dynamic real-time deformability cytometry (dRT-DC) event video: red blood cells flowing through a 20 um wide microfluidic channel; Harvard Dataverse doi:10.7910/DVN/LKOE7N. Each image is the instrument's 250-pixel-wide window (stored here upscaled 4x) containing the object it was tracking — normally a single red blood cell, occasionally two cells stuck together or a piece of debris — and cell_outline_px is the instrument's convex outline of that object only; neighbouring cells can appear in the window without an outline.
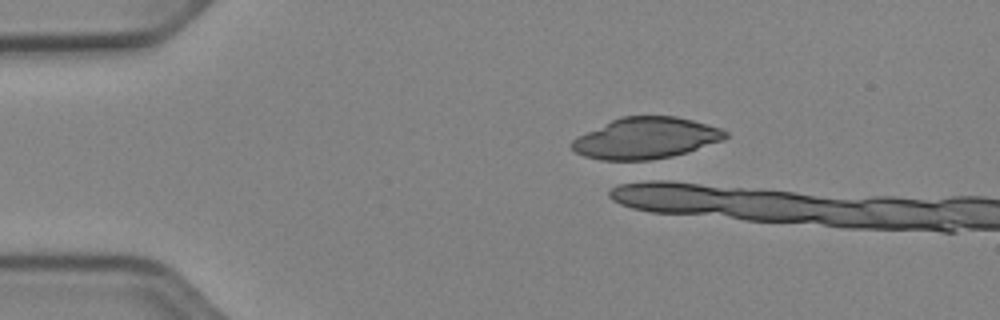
{"species": "Egyptian fruit bat (a non-hibernating species)", "species_latin": "Rousettus aegyptiacus", "temperature_condition": "cold", "stored_images_in_passage": 1, "camera_frame_rate_fps": 3000, "um_per_image_px": 0.085, "animal": {"sex": "female"}, "frame": {"image": 1, "passage_image": 1, "time_ms": 0.0, "image_size_px": [1000, 320], "cell_outline_px": [[728, 136], [724, 140], [688, 152], [672, 156], [652, 160], [600, 160], [584, 156], [576, 152], [572, 148], [572, 140], [620, 116], [676, 116], [692, 120], [720, 128], [728, 132]], "centroid_in_image_um": [54.94, 11.75], "position_along_channel_um": 30.1, "area_um2": 36.65}}